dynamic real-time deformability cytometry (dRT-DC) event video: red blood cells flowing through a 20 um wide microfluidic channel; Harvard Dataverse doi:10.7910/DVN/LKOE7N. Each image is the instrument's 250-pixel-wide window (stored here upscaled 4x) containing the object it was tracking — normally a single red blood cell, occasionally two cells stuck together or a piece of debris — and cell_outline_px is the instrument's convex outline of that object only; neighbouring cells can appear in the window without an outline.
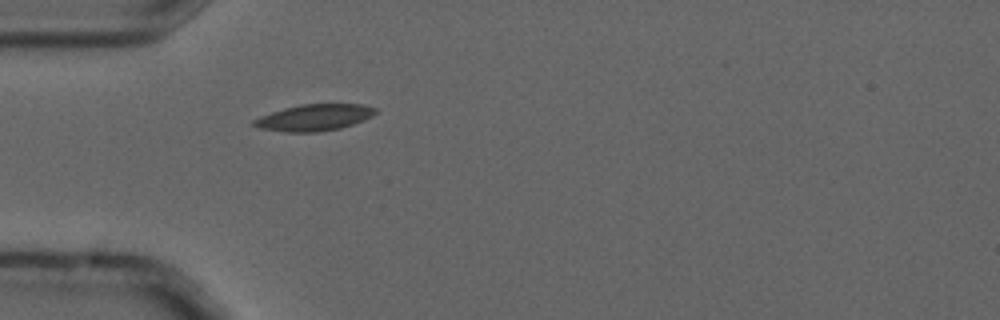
{"species": "common noctule bat (a hibernating species)", "species_latin": "Nyctalus noctula", "temperature_condition": "cold", "stored_images_in_passage": 2, "camera_frame_rate_fps": 3000, "um_per_image_px": 0.085, "animal": {"sex": "male", "forearm_length_mm": 52.5}, "frame": {"image": 1, "passage_image": 2, "time_ms": 0.333, "image_size_px": [1000, 320], "cell_outline_px": [[376, 112], [372, 116], [364, 120], [340, 128], [316, 132], [284, 132], [260, 128], [252, 124], [252, 120], [260, 116], [284, 108], [300, 104], [364, 104], [376, 108]], "centroid_in_image_um": [26.7, 9.98], "position_along_channel_um": 58.3, "area_um2": 18.73}}